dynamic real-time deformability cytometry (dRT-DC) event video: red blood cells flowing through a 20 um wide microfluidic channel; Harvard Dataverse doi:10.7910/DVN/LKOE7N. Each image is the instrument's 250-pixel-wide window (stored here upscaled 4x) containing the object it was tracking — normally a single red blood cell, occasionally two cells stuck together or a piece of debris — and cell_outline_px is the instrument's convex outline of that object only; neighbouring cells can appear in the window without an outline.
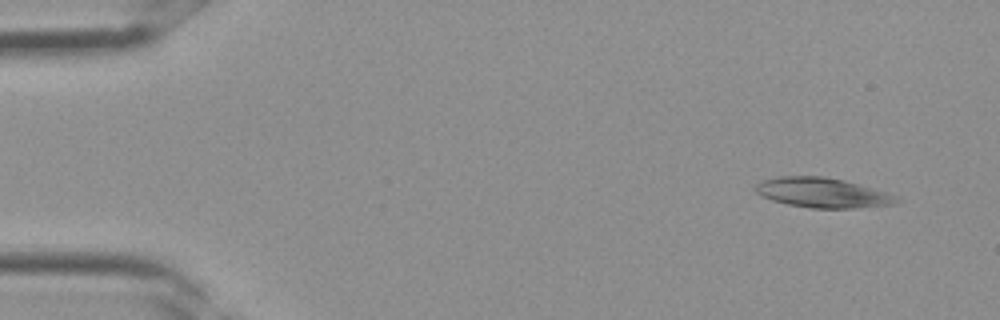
{"species": "Egyptian fruit bat (a non-hibernating species)", "species_latin": "Rousettus aegyptiacus", "temperature_condition": "room temperature", "stored_images_in_passage": 3, "camera_frame_rate_fps": 3000, "um_per_image_px": 0.085, "frame": {"image": 1, "passage_image": 1, "time_ms": 0.0, "image_size_px": [1000, 320], "cell_outline_px": [[900, 200], [896, 204], [856, 208], [812, 208], [788, 204], [772, 200], [760, 196], [752, 188], [760, 180], [780, 176], [824, 176], [844, 180], [888, 192], [896, 196]], "centroid_in_image_um": [69.89, 16.37], "position_along_channel_um": 15.1, "area_um2": 24.74}}
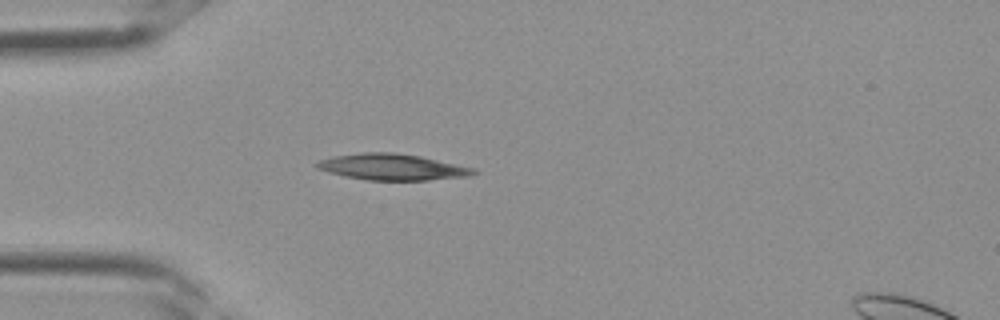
{"frame": {"image": 2, "passage_image": 3, "time_ms": 0.667, "image_size_px": [1000, 320], "cell_outline_px": [[480, 172], [468, 176], [428, 180], [368, 180], [344, 176], [328, 172], [316, 168], [312, 164], [320, 160], [336, 156], [360, 152], [396, 152], [420, 156], [476, 168]], "centroid_in_image_um": [33.35, 14.19], "position_along_channel_um": 51.7, "area_um2": 24.04}}